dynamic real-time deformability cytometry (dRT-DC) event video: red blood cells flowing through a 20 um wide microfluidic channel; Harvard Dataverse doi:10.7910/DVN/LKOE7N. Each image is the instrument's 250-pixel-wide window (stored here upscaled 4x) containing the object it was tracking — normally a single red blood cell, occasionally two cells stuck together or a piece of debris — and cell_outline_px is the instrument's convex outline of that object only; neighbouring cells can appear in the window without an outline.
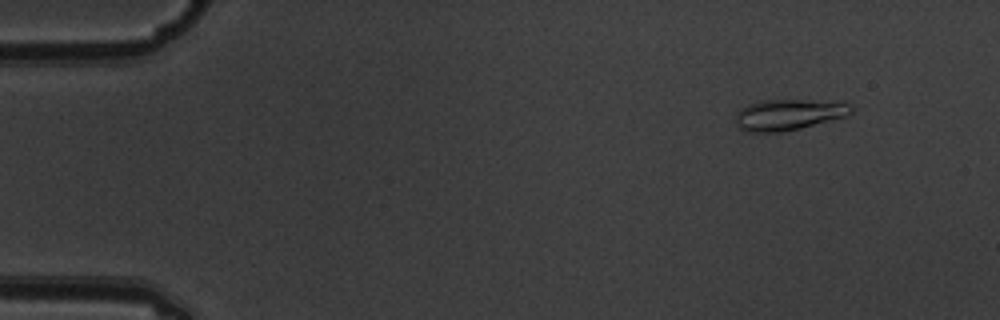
{"species": "common noctule bat (a hibernating species)", "species_latin": "Nyctalus noctula", "temperature_condition": "warm", "stored_images_in_passage": 5, "camera_frame_rate_fps": 3000, "um_per_image_px": 0.085, "animal": {"sex": "male", "body_mass_g": 19.5, "forearm_length_mm": 54.6}, "frame": {"image": 1, "passage_image": 2, "time_ms": 0.333, "image_size_px": [1000, 320], "cell_outline_px": [[852, 112], [848, 116], [800, 128], [780, 132], [744, 132], [736, 124], [736, 112], [740, 108], [756, 100], [844, 100], [852, 104]], "centroid_in_image_um": [67.08, 9.72], "position_along_channel_um": 17.9, "area_um2": 21.44}}
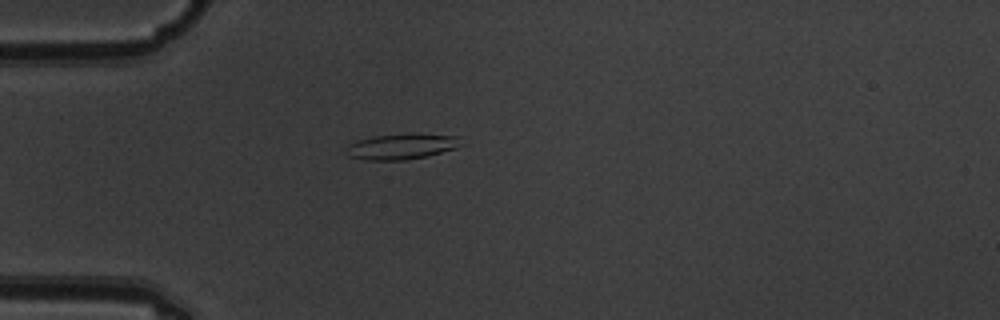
{"frame": {"image": 2, "passage_image": 5, "time_ms": 1.333, "image_size_px": [1000, 320], "cell_outline_px": [[468, 144], [456, 148], [424, 156], [404, 160], [368, 160], [348, 156], [348, 144], [356, 140], [372, 136], [412, 132], [460, 136]], "centroid_in_image_um": [34.24, 12.41], "position_along_channel_um": 50.8, "area_um2": 17.63}}